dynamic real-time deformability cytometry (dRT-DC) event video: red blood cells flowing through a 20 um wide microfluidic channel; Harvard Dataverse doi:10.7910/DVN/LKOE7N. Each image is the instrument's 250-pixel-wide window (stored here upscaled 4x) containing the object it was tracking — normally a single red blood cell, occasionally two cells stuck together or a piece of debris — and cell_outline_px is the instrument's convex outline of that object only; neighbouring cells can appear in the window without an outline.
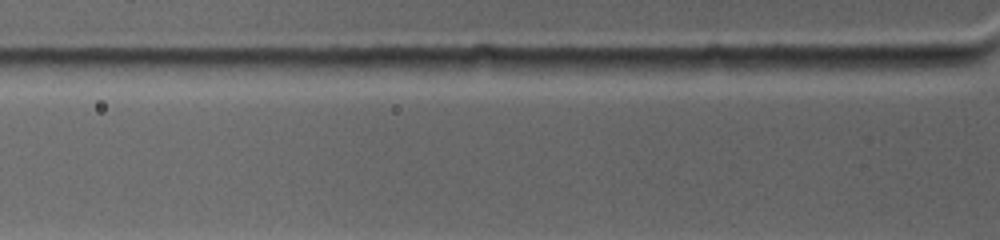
{"species": "common noctule bat (a hibernating species)", "species_latin": "Nyctalus noctula", "temperature_condition": "warm", "stored_images_in_passage": 5, "camera_frame_rate_fps": 4500, "um_per_image_px": 0.085, "animal": {"sex": "female", "body_mass_g": 19.0, "forearm_length_mm": 53.3}, "frame": {"image": 1, "passage_image": 3, "time_ms": 0.667, "image_size_px": [1000, 240], "cell_outline_px": [[684, 68], [676, 76], [636, 76], [568, 68], [568, 60], [672, 60]], "centroid_in_image_um": [53.51, 5.7], "position_along_channel_um": 72.3, "area_um2": 10.87}}